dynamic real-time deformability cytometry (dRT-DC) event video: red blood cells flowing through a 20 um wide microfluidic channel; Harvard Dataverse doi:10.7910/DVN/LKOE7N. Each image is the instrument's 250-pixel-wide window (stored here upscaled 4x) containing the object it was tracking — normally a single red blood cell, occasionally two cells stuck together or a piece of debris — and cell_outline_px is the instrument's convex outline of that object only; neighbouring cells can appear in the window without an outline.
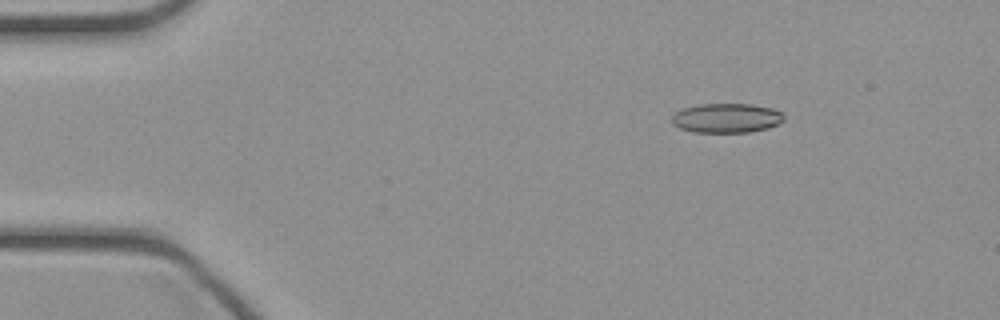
{"species": "common noctule bat (a hibernating species)", "species_latin": "Nyctalus noctula", "temperature_condition": "cold", "stored_images_in_passage": 40, "camera_frame_rate_fps": 3000, "um_per_image_px": 0.085, "animal": {"sex": "female", "body_mass_g": 21.9}, "frame": {"image": 1, "passage_image": 1, "time_ms": 0.0, "image_size_px": [1000, 320], "cell_outline_px": [[784, 120], [780, 124], [768, 128], [748, 132], [692, 132], [680, 128], [672, 124], [672, 116], [676, 112], [684, 108], [700, 104], [752, 104], [772, 108], [784, 112]], "centroid_in_image_um": [61.79, 10.03], "position_along_channel_um": 23.2, "area_um2": 19.36}}
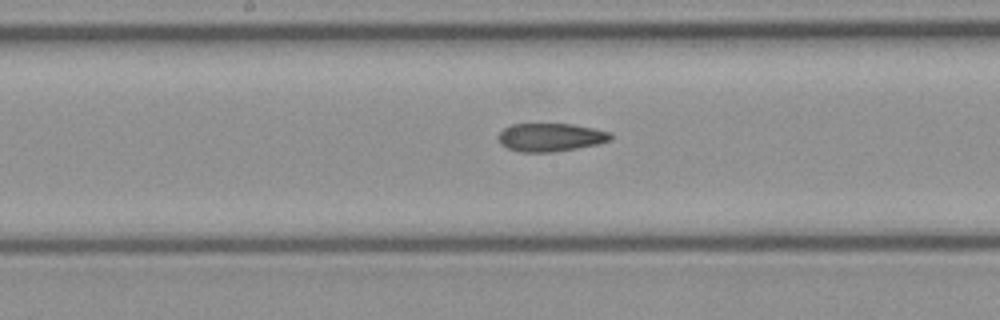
{"frame": {"image": 2, "passage_image": 18, "time_ms": 5.667, "image_size_px": [1000, 320], "cell_outline_px": [[612, 140], [596, 144], [576, 148], [552, 152], [520, 152], [508, 148], [500, 144], [496, 136], [508, 124], [572, 124], [612, 132]], "centroid_in_image_um": [46.76, 11.66], "position_along_channel_um": 201.4, "area_um2": 18.55}}
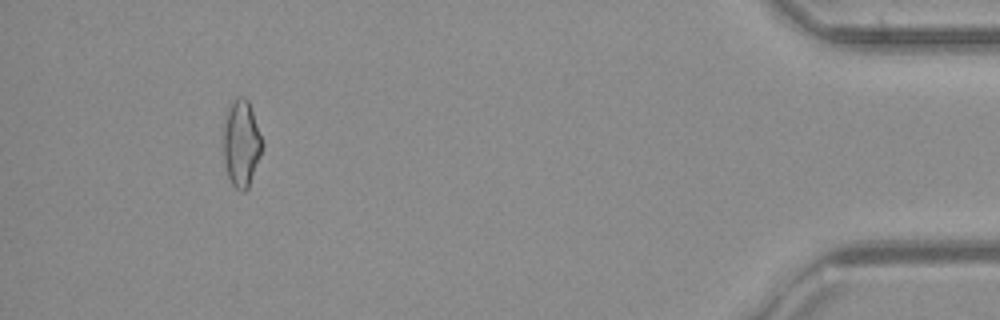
{"frame": {"image": 3, "passage_image": 37, "time_ms": 12.0, "image_size_px": [1000, 320], "cell_outline_px": [[264, 144], [260, 156], [248, 188], [244, 192], [240, 192], [232, 184], [228, 176], [220, 144], [224, 112], [232, 100], [240, 96], [244, 96], [248, 100], [252, 108]], "centroid_in_image_um": [20.46, 12.13], "position_along_channel_um": 414.7, "area_um2": 20.58}}